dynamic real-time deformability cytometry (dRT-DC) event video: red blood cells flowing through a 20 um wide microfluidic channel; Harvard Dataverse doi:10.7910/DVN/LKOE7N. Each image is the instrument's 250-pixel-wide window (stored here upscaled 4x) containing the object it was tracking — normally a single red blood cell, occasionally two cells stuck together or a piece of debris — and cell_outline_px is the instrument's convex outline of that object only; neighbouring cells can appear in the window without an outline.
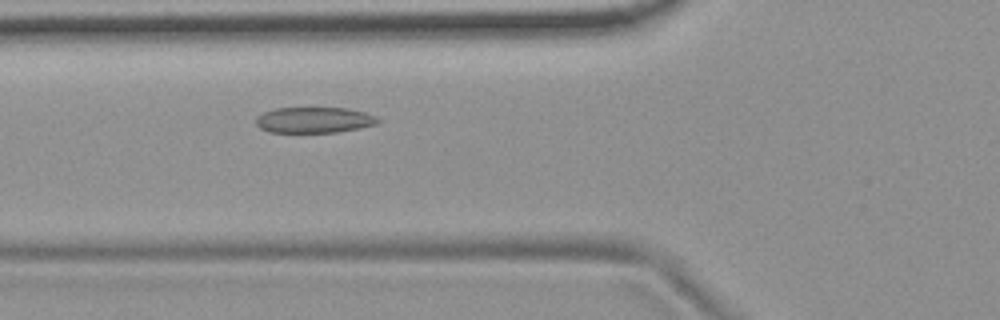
{"species": "common noctule bat (a hibernating species)", "species_latin": "Nyctalus noctula", "temperature_condition": "room temperature", "stored_images_in_passage": 49, "camera_frame_rate_fps": 3000, "um_per_image_px": 0.085, "animal": {"sex": "female", "body_mass_g": 19.9}, "frame": {"image": 1, "passage_image": 15, "time_ms": 4.667, "image_size_px": [1000, 320], "cell_outline_px": [[380, 120], [376, 124], [360, 128], [336, 132], [268, 132], [260, 128], [256, 124], [256, 116], [264, 112], [276, 108], [348, 108], [364, 112], [376, 116]], "centroid_in_image_um": [26.69, 10.2], "position_along_channel_um": 99.1, "area_um2": 18.32}}
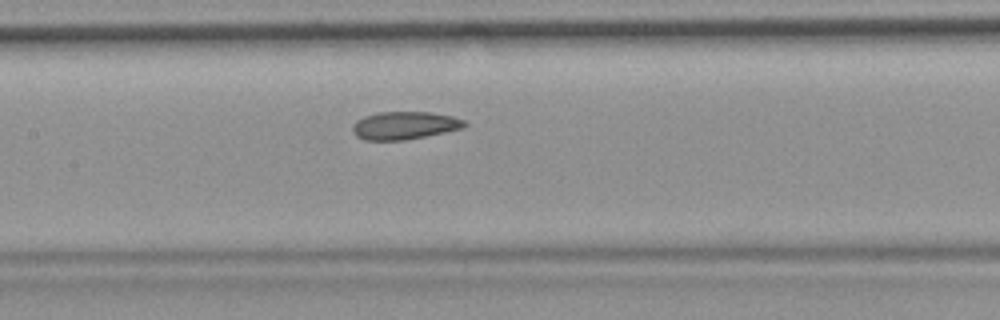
{"frame": {"image": 2, "passage_image": 21, "time_ms": 6.667, "image_size_px": [1000, 320], "cell_outline_px": [[468, 124], [464, 128], [404, 140], [364, 140], [356, 136], [352, 132], [352, 124], [356, 120], [364, 116], [376, 112], [432, 112], [452, 116], [464, 120]], "centroid_in_image_um": [34.36, 10.66], "position_along_channel_um": 173.0, "area_um2": 18.26}}
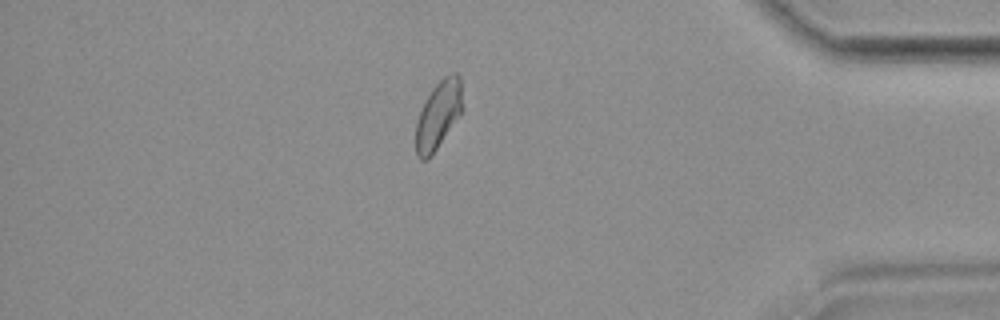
{"frame": {"image": 3, "passage_image": 42, "time_ms": 13.667, "image_size_px": [1000, 320], "cell_outline_px": [[464, 108], [432, 156], [428, 160], [420, 160], [416, 156], [416, 120], [432, 88], [444, 76], [452, 72], [456, 72], [460, 76]], "centroid_in_image_um": [37.27, 9.77], "position_along_channel_um": 397.9, "area_um2": 18.61}, "authors_computed_cell_mechanics": {"area_um2": 18.785, "velocity_mm_per_s": 3.6859, "shape_relaxation_time_tau1_ms": null, "shape_relaxation_time_tau2_ms": 2.1547, "deformation_change_tau1": null, "deformation_change_tau2": 0.0611}}